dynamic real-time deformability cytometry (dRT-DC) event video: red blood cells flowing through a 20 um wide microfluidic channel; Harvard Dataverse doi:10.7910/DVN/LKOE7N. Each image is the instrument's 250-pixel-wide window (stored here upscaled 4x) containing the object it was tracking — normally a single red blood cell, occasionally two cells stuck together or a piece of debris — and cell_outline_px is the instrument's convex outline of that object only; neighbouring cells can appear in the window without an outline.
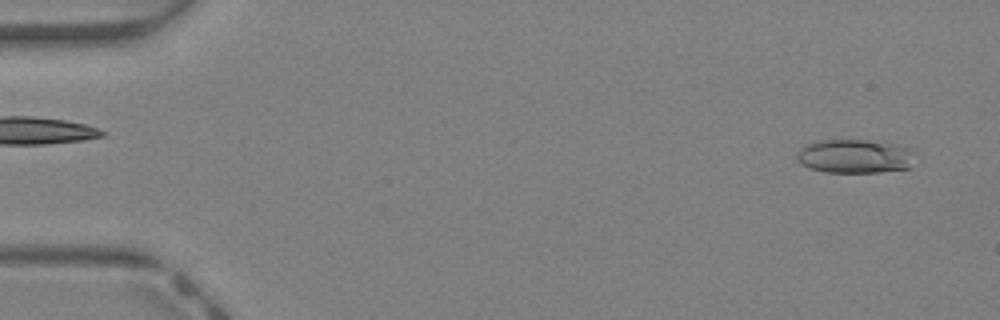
{"species": "Egyptian fruit bat (a non-hibernating species)", "species_latin": "Rousettus aegyptiacus", "temperature_condition": "warm", "stored_images_in_passage": 43, "camera_frame_rate_fps": 3000, "um_per_image_px": 0.085, "animal": {"sex": "female"}, "frame": {"image": 1, "passage_image": 2, "time_ms": 0.333, "image_size_px": [1000, 320], "cell_outline_px": [[916, 152], [908, 168], [880, 172], [824, 172], [808, 168], [800, 164], [796, 160], [796, 156], [800, 148], [808, 144], [820, 140], [864, 140], [900, 144], [912, 148]], "centroid_in_image_um": [72.67, 13.28], "position_along_channel_um": 12.3, "area_um2": 23.58}}
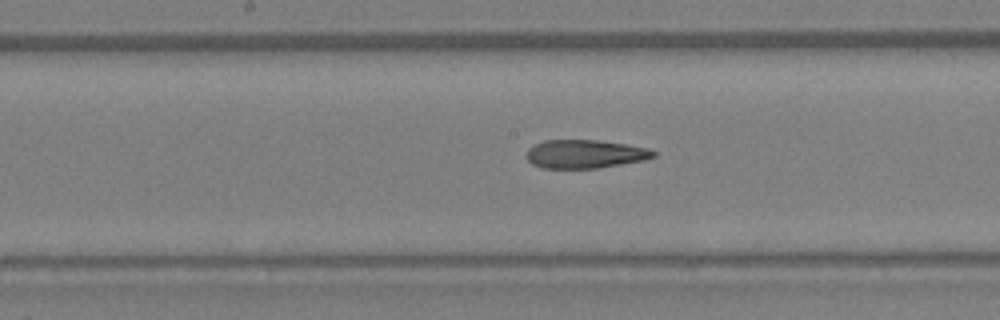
{"frame": {"image": 2, "passage_image": 22, "time_ms": 7.0, "image_size_px": [1000, 320], "cell_outline_px": [[656, 156], [644, 160], [596, 168], [544, 168], [532, 164], [528, 160], [528, 148], [544, 140], [600, 140], [648, 148], [656, 152]], "centroid_in_image_um": [49.74, 13.08], "position_along_channel_um": 198.5, "area_um2": 20.87}}
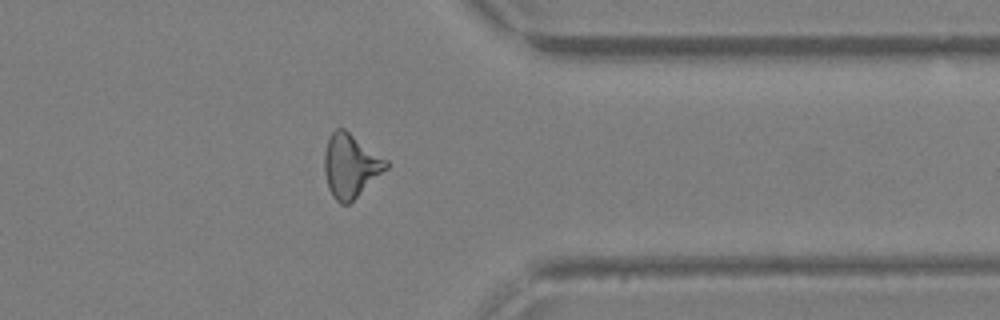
{"frame": {"image": 3, "passage_image": 34, "time_ms": 11.0, "image_size_px": [1000, 320], "cell_outline_px": [[388, 168], [348, 204], [340, 204], [332, 196], [328, 188], [324, 172], [324, 152], [328, 140], [332, 132], [336, 128], [344, 128], [388, 160]], "centroid_in_image_um": [29.79, 14.08], "position_along_channel_um": 381.6, "area_um2": 22.77}, "authors_computed_cell_mechanics": {"area_um2": 22.0218, "velocity_mm_per_s": 4.7815, "shape_relaxation_time_tau1_ms": null, "shape_relaxation_time_tau2_ms": 3.4826, "deformation_change_tau1": null, "deformation_change_tau2": 0.1518}}